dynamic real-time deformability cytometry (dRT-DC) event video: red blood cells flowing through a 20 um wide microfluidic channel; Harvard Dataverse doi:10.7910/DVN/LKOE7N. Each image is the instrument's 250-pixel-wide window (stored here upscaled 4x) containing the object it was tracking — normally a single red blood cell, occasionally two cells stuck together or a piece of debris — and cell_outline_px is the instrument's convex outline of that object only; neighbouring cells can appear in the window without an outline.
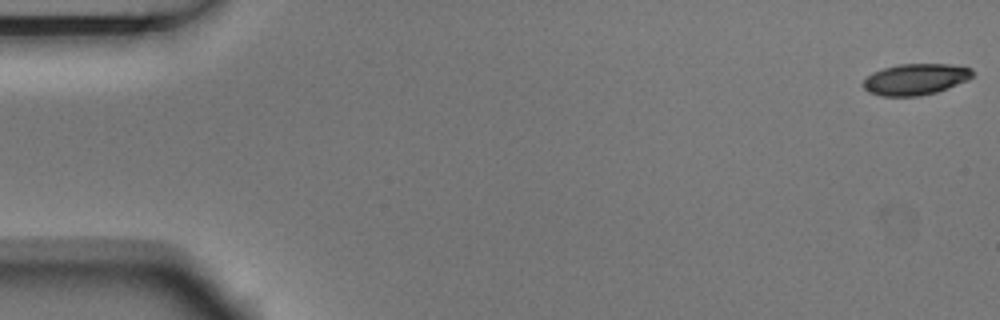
{"species": "Egyptian fruit bat (a non-hibernating species)", "species_latin": "Rousettus aegyptiacus", "temperature_condition": "room temperature", "stored_images_in_passage": 5, "camera_frame_rate_fps": 3000, "um_per_image_px": 0.085, "animal": {"sex": "male"}, "frame": {"image": 1, "passage_image": 1, "time_ms": 0.0, "image_size_px": [1000, 320], "cell_outline_px": [[972, 76], [968, 80], [936, 92], [916, 96], [880, 96], [868, 92], [860, 84], [872, 72], [896, 64], [948, 64], [972, 68]], "centroid_in_image_um": [77.77, 6.74], "position_along_channel_um": 7.2, "area_um2": 19.88}}
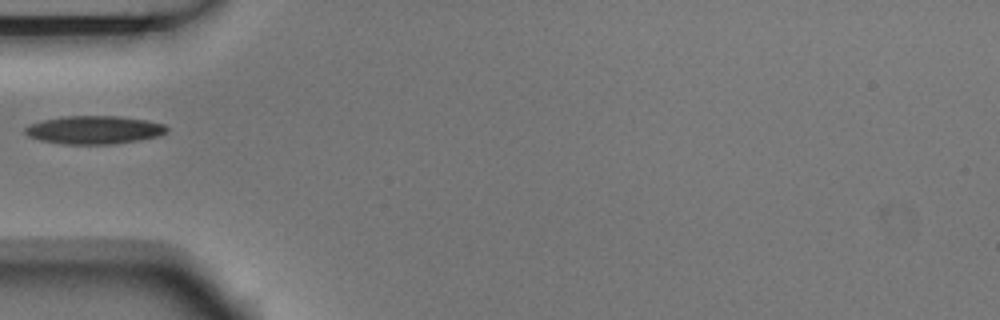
{"frame": {"image": 2, "passage_image": 5, "time_ms": 1.333, "image_size_px": [1000, 320], "cell_outline_px": [[168, 132], [160, 136], [140, 140], [112, 144], [64, 144], [40, 140], [28, 136], [24, 132], [24, 128], [28, 124], [44, 120], [64, 116], [120, 116], [148, 120], [164, 124], [168, 128]], "centroid_in_image_um": [8.03, 11.04], "position_along_channel_um": 77.0, "area_um2": 23.47}}